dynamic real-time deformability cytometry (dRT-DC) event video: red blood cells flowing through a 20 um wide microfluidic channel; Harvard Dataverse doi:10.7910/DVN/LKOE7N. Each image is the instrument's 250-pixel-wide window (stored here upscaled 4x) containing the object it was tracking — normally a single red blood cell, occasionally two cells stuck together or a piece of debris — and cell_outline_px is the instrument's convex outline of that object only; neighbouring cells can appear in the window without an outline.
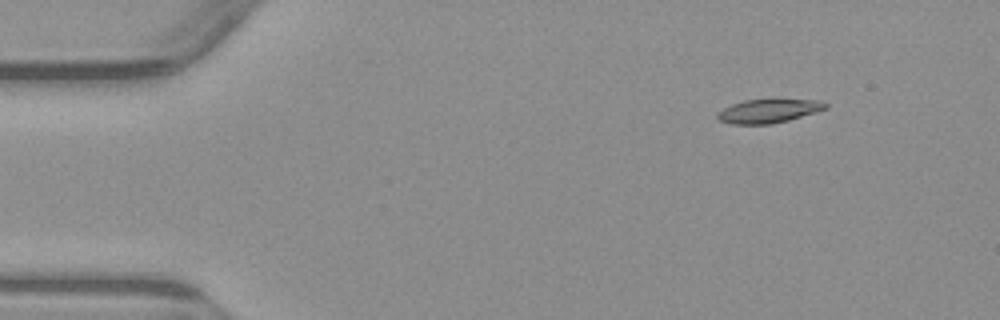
{"species": "common noctule bat (a hibernating species)", "species_latin": "Nyctalus noctula", "temperature_condition": "warm", "stored_images_in_passage": 6, "camera_frame_rate_fps": 3000, "um_per_image_px": 0.085, "animal": {"sex": "male", "body_mass_g": 23.1, "forearm_length_mm": 52.7}, "frame": {"image": 1, "passage_image": 2, "time_ms": 1.0, "image_size_px": [1000, 320], "cell_outline_px": [[828, 108], [816, 112], [788, 120], [772, 124], [732, 124], [720, 120], [716, 116], [716, 112], [732, 104], [744, 100], [772, 96], [824, 100], [828, 104]], "centroid_in_image_um": [65.41, 9.36], "position_along_channel_um": 19.6, "area_um2": 16.01}}
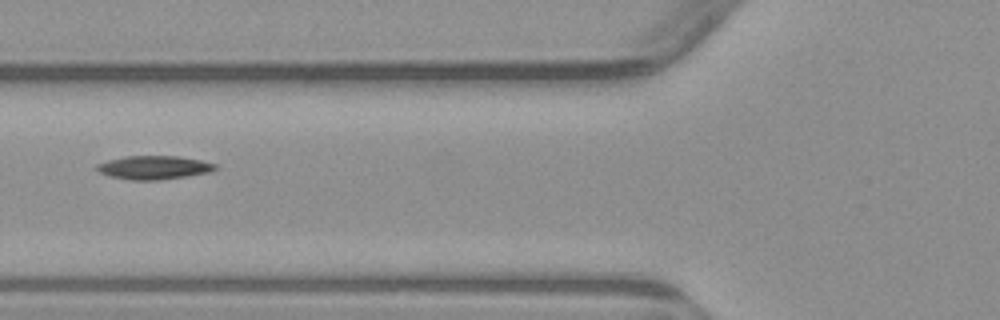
{"frame": {"image": 2, "passage_image": 5, "time_ms": 5.667, "image_size_px": [1000, 320], "cell_outline_px": [[216, 168], [208, 172], [188, 176], [160, 180], [128, 180], [108, 176], [100, 172], [96, 168], [96, 164], [108, 160], [124, 156], [176, 156], [200, 160], [216, 164]], "centroid_in_image_um": [13.03, 14.24], "position_along_channel_um": 112.8, "area_um2": 16.24}}
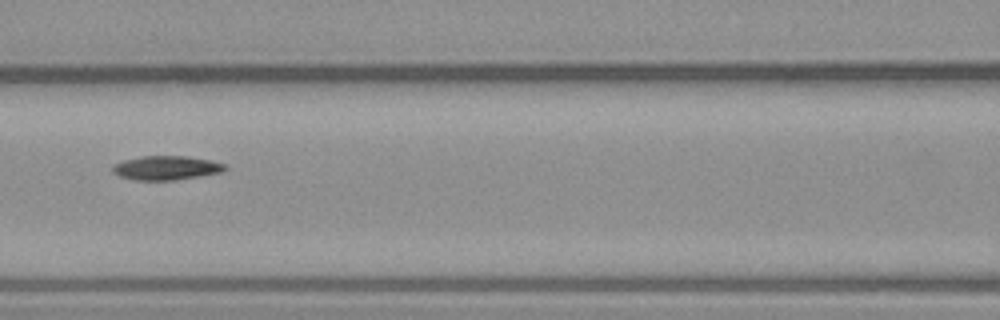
{"frame": {"image": 3, "passage_image": 6, "time_ms": 6.667, "image_size_px": [1000, 320], "cell_outline_px": [[228, 168], [220, 172], [200, 176], [176, 180], [136, 180], [120, 176], [112, 172], [112, 168], [116, 164], [124, 160], [140, 156], [188, 156], [212, 160], [228, 164]], "centroid_in_image_um": [14.18, 14.26], "position_along_channel_um": 152.4, "area_um2": 15.84}}